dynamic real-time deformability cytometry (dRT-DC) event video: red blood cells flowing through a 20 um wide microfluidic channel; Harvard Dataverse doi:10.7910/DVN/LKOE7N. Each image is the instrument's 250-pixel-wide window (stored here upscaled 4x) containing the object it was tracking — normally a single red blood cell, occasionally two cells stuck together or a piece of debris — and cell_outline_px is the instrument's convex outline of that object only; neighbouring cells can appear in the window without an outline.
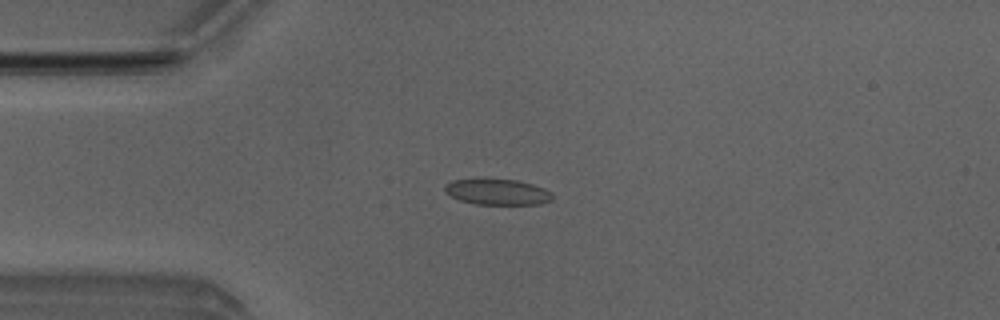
{"species": "Egyptian fruit bat (a non-hibernating species)", "species_latin": "Rousettus aegyptiacus", "temperature_condition": "room temperature", "stored_images_in_passage": 6, "camera_frame_rate_fps": 3000, "um_per_image_px": 0.085, "animal": {"sex": "male"}, "frame": {"image": 1, "passage_image": 3, "time_ms": 2.333, "image_size_px": [1000, 320], "cell_outline_px": [[552, 200], [540, 204], [476, 204], [460, 200], [444, 192], [444, 184], [452, 180], [516, 180], [532, 184], [544, 188], [552, 192]], "centroid_in_image_um": [42.29, 16.32], "position_along_channel_um": 42.7, "area_um2": 15.95}}
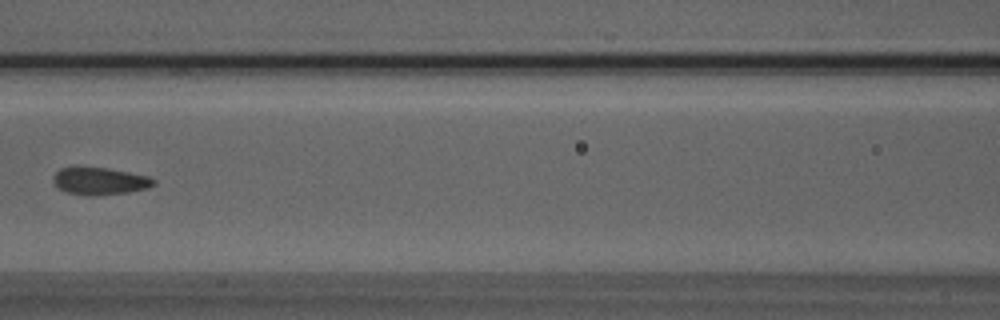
{"frame": {"image": 2, "passage_image": 6, "time_ms": 5.667, "image_size_px": [1000, 320], "cell_outline_px": [[156, 184], [148, 188], [128, 192], [92, 196], [88, 196], [68, 192], [56, 188], [52, 184], [52, 176], [60, 168], [108, 168], [148, 176], [156, 180]], "centroid_in_image_um": [8.46, 15.41], "position_along_channel_um": 158.1, "area_um2": 16.01}}